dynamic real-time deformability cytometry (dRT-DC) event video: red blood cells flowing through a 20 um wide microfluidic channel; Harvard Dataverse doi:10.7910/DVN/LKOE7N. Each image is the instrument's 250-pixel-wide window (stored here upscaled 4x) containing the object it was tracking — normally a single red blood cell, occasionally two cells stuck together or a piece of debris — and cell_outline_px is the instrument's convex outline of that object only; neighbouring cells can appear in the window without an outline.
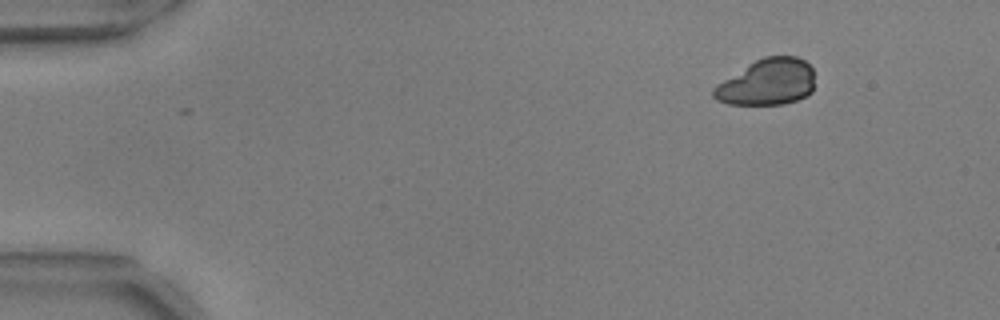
{"species": "common noctule bat (a hibernating species)", "species_latin": "Nyctalus noctula", "temperature_condition": "warm", "stored_images_in_passage": 9, "camera_frame_rate_fps": 3000, "um_per_image_px": 0.085, "animal": {"sex": "male", "body_mass_g": 17.9, "forearm_length_mm": 54.2}, "frame": {"image": 1, "passage_image": 1, "time_ms": 0.0, "image_size_px": [1000, 320], "cell_outline_px": [[812, 92], [796, 100], [784, 104], [728, 104], [716, 100], [712, 96], [712, 88], [716, 84], [748, 64], [764, 56], [796, 56], [804, 60], [812, 68]], "centroid_in_image_um": [65.17, 6.98], "position_along_channel_um": 19.8, "area_um2": 27.17}}